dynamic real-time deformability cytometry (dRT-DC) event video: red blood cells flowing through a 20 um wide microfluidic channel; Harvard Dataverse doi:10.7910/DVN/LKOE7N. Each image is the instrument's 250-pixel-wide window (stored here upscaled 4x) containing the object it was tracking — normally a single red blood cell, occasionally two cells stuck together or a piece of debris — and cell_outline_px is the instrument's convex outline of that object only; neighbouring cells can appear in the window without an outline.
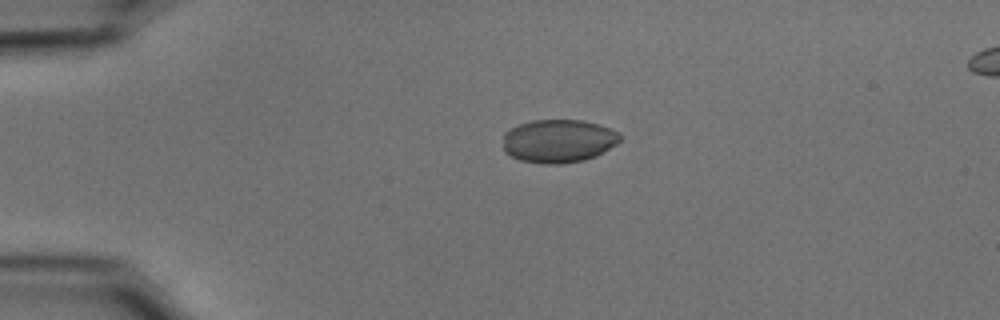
{"species": "common noctule bat (a hibernating species)", "species_latin": "Nyctalus noctula", "temperature_condition": "cold", "stored_images_in_passage": 42, "camera_frame_rate_fps": 3000, "um_per_image_px": 0.085, "animal": {"sex": "male", "body_mass_g": 15.6}, "frame": {"image": 1, "passage_image": 1, "time_ms": 0.0, "image_size_px": [1000, 320], "cell_outline_px": [[620, 140], [616, 144], [596, 156], [584, 160], [560, 164], [540, 164], [520, 160], [504, 152], [504, 132], [508, 128], [532, 120], [584, 120], [600, 124], [616, 132], [620, 136]], "centroid_in_image_um": [47.44, 11.98], "position_along_channel_um": 37.6, "area_um2": 29.59}}
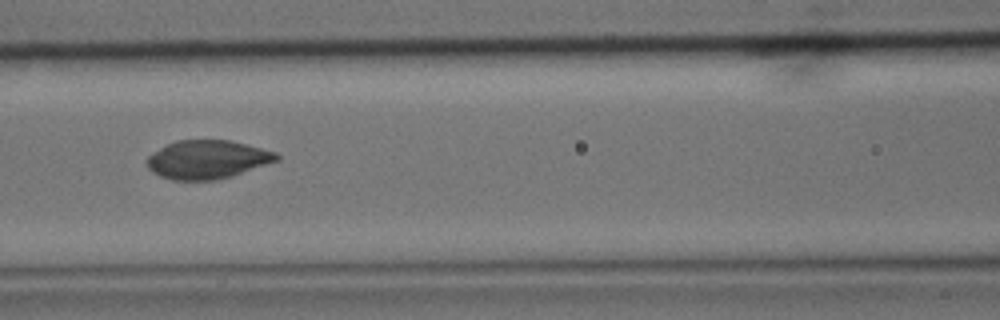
{"frame": {"image": 2, "passage_image": 13, "time_ms": 4.0, "image_size_px": [1000, 320], "cell_outline_px": [[280, 160], [232, 176], [216, 180], [172, 180], [160, 176], [152, 172], [148, 168], [148, 156], [152, 152], [176, 140], [228, 140], [276, 152], [280, 156]], "centroid_in_image_um": [17.63, 13.57], "position_along_channel_um": 149.0, "area_um2": 29.02}}
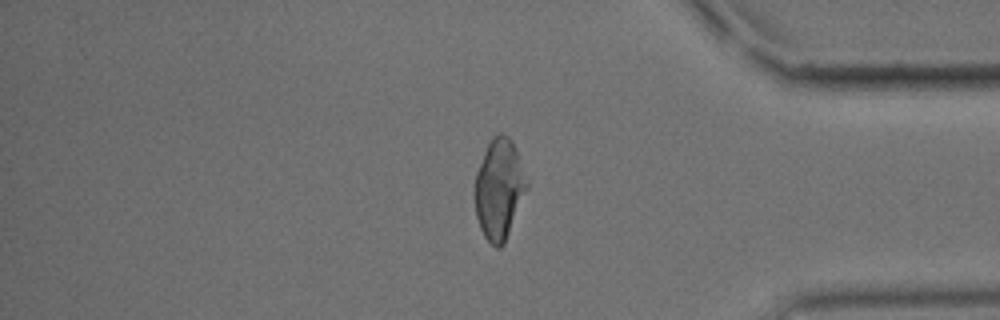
{"frame": {"image": 3, "passage_image": 34, "time_ms": 11.0, "image_size_px": [1000, 320], "cell_outline_px": [[528, 188], [504, 244], [500, 248], [496, 248], [484, 236], [480, 228], [476, 216], [472, 192], [476, 172], [484, 152], [492, 136], [500, 132], [504, 132], [512, 140], [528, 184]], "centroid_in_image_um": [42.39, 16.07], "position_along_channel_um": 392.8, "area_um2": 30.63}, "authors_computed_cell_mechanics": {"area_um2": 29.9404, "velocity_mm_per_s": 3.7514, "shape_relaxation_time_tau1_ms": 5.1413, "shape_relaxation_time_tau2_ms": null, "deformation_change_tau1": 0.0849, "deformation_change_tau2": null}}